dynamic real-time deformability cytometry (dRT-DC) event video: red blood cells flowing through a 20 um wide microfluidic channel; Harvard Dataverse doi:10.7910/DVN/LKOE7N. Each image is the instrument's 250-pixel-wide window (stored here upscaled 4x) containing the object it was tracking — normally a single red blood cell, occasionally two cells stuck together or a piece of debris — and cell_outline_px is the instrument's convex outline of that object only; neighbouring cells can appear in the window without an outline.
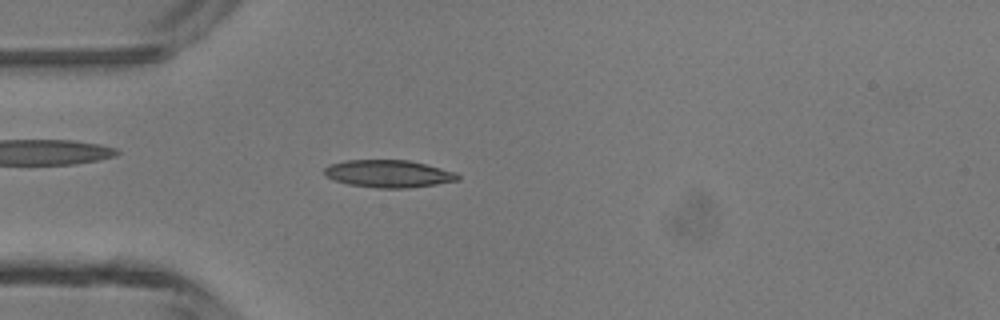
{"species": "common noctule bat (a hibernating species)", "species_latin": "Nyctalus noctula", "temperature_condition": "room temperature", "stored_images_in_passage": 46, "camera_frame_rate_fps": 3000, "um_per_image_px": 0.085, "animal": {"sex": "male", "body_mass_g": 13.3}, "frame": {"image": 1, "passage_image": 13, "time_ms": 4.0, "image_size_px": [1000, 320], "cell_outline_px": [[460, 180], [436, 184], [408, 188], [376, 188], [348, 184], [324, 176], [324, 168], [328, 164], [344, 160], [408, 160], [456, 172], [460, 176]], "centroid_in_image_um": [33.0, 14.76], "position_along_channel_um": 52.0, "area_um2": 21.39}}
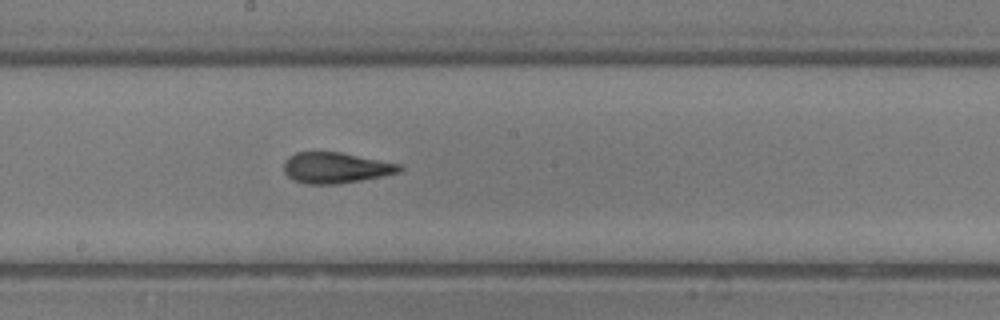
{"frame": {"image": 2, "passage_image": 25, "time_ms": 8.0, "image_size_px": [1000, 320], "cell_outline_px": [[404, 168], [400, 172], [384, 176], [336, 184], [308, 184], [292, 180], [284, 172], [284, 160], [288, 156], [296, 152], [340, 152], [404, 164]], "centroid_in_image_um": [28.57, 14.25], "position_along_channel_um": 219.6, "area_um2": 21.04}}
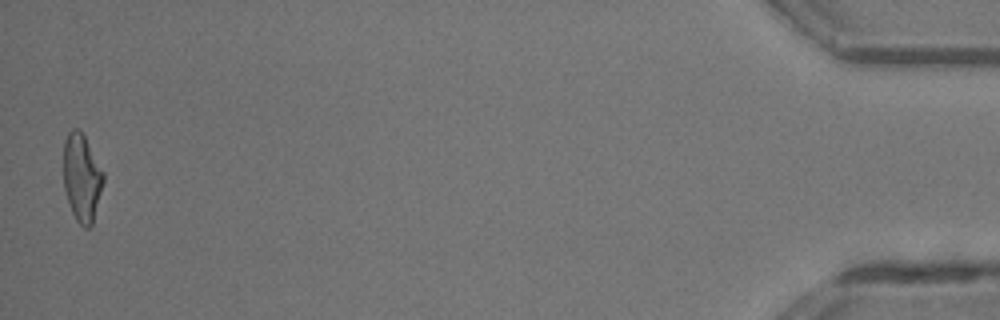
{"frame": {"image": 3, "passage_image": 46, "time_ms": 15.0, "image_size_px": [1000, 320], "cell_outline_px": [[104, 180], [92, 224], [88, 228], [84, 228], [76, 220], [72, 212], [64, 188], [64, 140], [68, 132], [72, 128], [80, 128], [104, 172]], "centroid_in_image_um": [6.95, 15.07], "position_along_channel_um": 428.2, "area_um2": 20.29}, "authors_computed_cell_mechanics": {"area_um2": 20.6346, "velocity_mm_per_s": 4.3946, "shape_relaxation_time_tau1_ms": 7.7401, "shape_relaxation_time_tau2_ms": 1.4861, "deformation_change_tau1": 0.2486, "deformation_change_tau2": 0.1013}}